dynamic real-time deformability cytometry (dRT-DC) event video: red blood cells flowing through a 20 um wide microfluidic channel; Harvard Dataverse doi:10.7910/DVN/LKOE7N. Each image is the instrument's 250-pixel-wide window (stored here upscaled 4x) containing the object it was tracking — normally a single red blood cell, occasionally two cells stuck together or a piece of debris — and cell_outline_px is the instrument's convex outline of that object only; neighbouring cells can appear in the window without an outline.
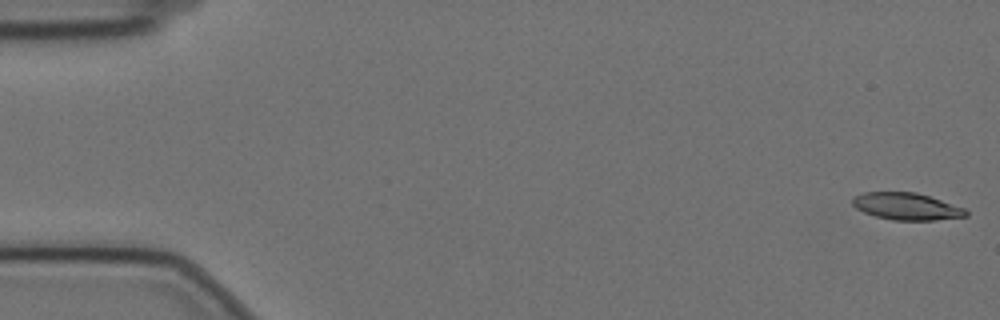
{"species": "Egyptian fruit bat (a non-hibernating species)", "species_latin": "Rousettus aegyptiacus", "temperature_condition": "cold", "stored_images_in_passage": 57, "camera_frame_rate_fps": 3000, "um_per_image_px": 0.085, "animal": {"sex": "female"}, "frame": {"image": 1, "passage_image": 1, "time_ms": 0.0, "image_size_px": [1000, 320], "cell_outline_px": [[968, 216], [936, 220], [892, 220], [876, 216], [864, 212], [856, 208], [852, 204], [852, 196], [864, 192], [916, 192], [964, 208], [968, 212]], "centroid_in_image_um": [77.03, 17.54], "position_along_channel_um": 8.0, "area_um2": 17.8}}
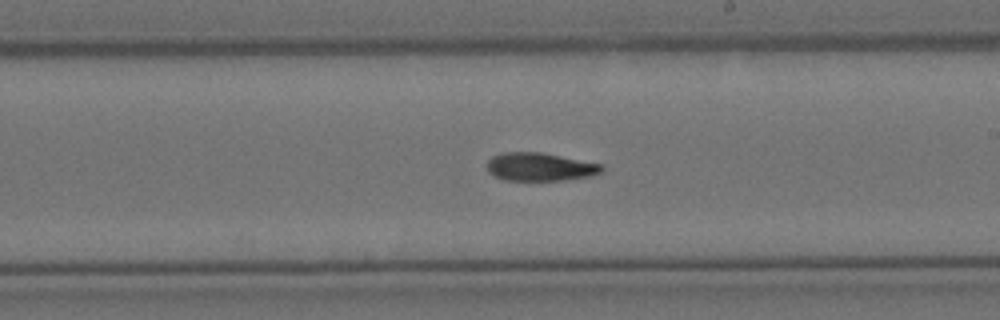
{"frame": {"image": 2, "passage_image": 33, "time_ms": 10.667, "image_size_px": [1000, 320], "cell_outline_px": [[604, 168], [600, 172], [592, 176], [564, 180], [504, 180], [488, 172], [488, 160], [492, 156], [504, 152], [540, 152], [604, 164]], "centroid_in_image_um": [45.93, 14.18], "position_along_channel_um": 243.1, "area_um2": 18.84}}
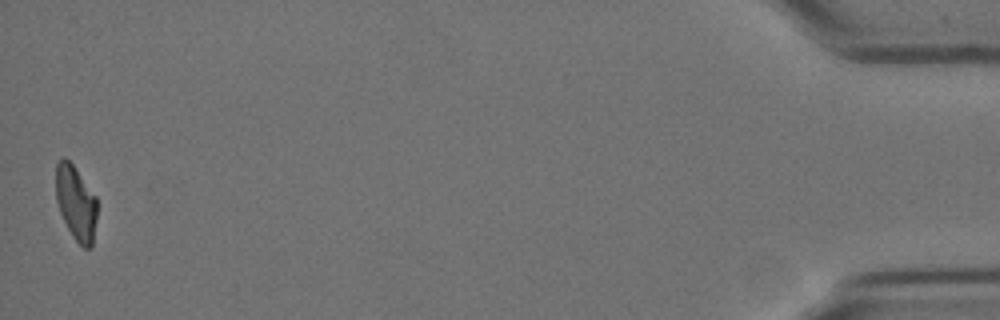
{"frame": {"image": 3, "passage_image": 57, "time_ms": 18.667, "image_size_px": [1000, 320], "cell_outline_px": [[96, 220], [92, 248], [84, 248], [72, 236], [60, 212], [56, 200], [56, 164], [64, 156], [72, 164], [96, 196]], "centroid_in_image_um": [6.45, 17.26], "position_along_channel_um": 428.7, "area_um2": 17.74}, "authors_computed_cell_mechanics": {"area_um2": 19.1896, "velocity_mm_per_s": 3.496, "shape_relaxation_time_tau1_ms": null, "shape_relaxation_time_tau2_ms": 9.4048, "deformation_change_tau1": null, "deformation_change_tau2": 0.1775}}